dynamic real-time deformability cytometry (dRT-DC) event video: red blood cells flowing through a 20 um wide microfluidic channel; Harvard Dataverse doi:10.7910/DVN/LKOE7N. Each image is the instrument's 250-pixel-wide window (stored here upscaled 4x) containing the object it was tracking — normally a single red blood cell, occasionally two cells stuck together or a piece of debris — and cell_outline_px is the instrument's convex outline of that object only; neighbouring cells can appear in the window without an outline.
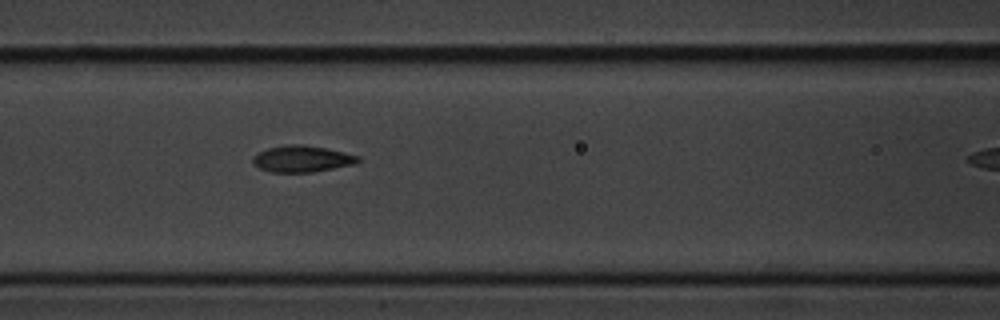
{"species": "common noctule bat (a hibernating species)", "species_latin": "Nyctalus noctula", "temperature_condition": "cold", "stored_images_in_passage": 4, "camera_frame_rate_fps": 3000, "um_per_image_px": 0.085, "animal": {"sex": "male", "body_mass_g": 20.1, "forearm_length_mm": 53.5}, "frame": {"image": 1, "passage_image": 4, "time_ms": 1.0, "image_size_px": [1000, 320], "cell_outline_px": [[360, 160], [356, 164], [312, 172], [272, 172], [260, 168], [252, 160], [252, 156], [268, 148], [288, 144], [300, 144], [324, 148], [344, 152], [360, 156]], "centroid_in_image_um": [25.7, 13.5], "position_along_channel_um": 140.9, "area_um2": 16.07}}